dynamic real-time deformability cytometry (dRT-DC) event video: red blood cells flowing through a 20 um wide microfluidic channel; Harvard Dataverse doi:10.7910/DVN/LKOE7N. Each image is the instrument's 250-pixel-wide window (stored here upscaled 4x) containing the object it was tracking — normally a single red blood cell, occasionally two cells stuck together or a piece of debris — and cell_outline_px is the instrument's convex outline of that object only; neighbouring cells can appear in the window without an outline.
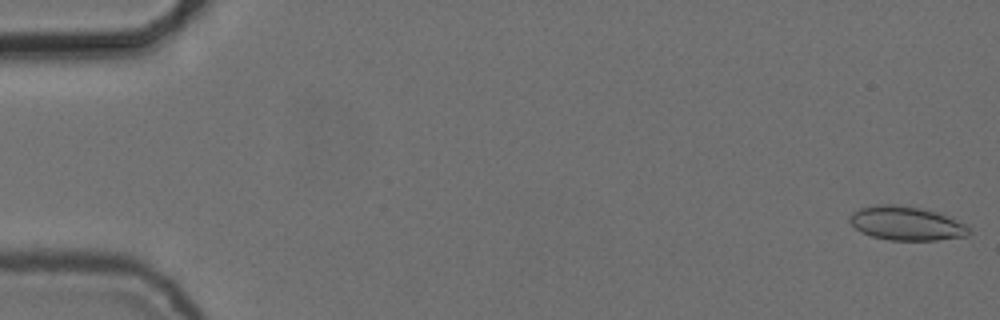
{"species": "common noctule bat (a hibernating species)", "species_latin": "Nyctalus noctula", "temperature_condition": "cold", "stored_images_in_passage": 55, "camera_frame_rate_fps": 3000, "um_per_image_px": 0.085, "animal": {"sex": "female", "body_mass_g": 24.6, "forearm_length_mm": 56.2}, "frame": {"image": 1, "passage_image": 1, "time_ms": 0.0, "image_size_px": [1000, 320], "cell_outline_px": [[972, 232], [968, 236], [936, 240], [888, 240], [872, 236], [860, 232], [848, 220], [848, 216], [852, 212], [860, 208], [876, 204], [896, 204], [920, 208], [952, 216], [968, 224], [972, 228]], "centroid_in_image_um": [77.1, 18.98], "position_along_channel_um": 7.9, "area_um2": 24.1}}
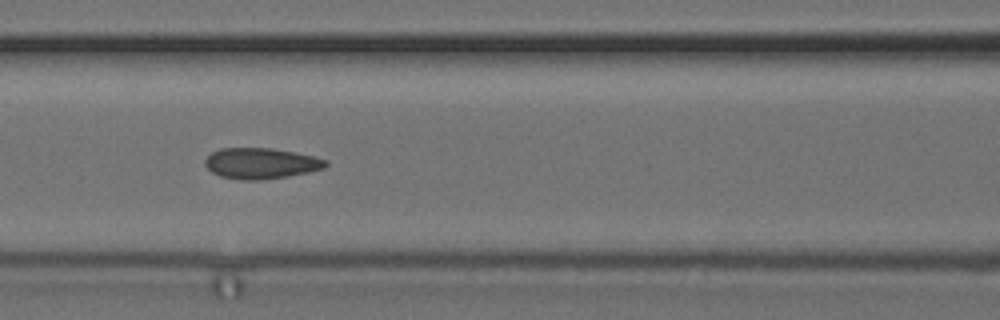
{"frame": {"image": 2, "passage_image": 24, "time_ms": 7.667, "image_size_px": [1000, 320], "cell_outline_px": [[328, 164], [324, 168], [308, 172], [288, 176], [264, 180], [240, 180], [220, 176], [212, 172], [204, 164], [204, 160], [212, 152], [220, 148], [272, 148], [316, 156], [328, 160]], "centroid_in_image_um": [22.19, 13.88], "position_along_channel_um": 144.4, "area_um2": 21.85}}
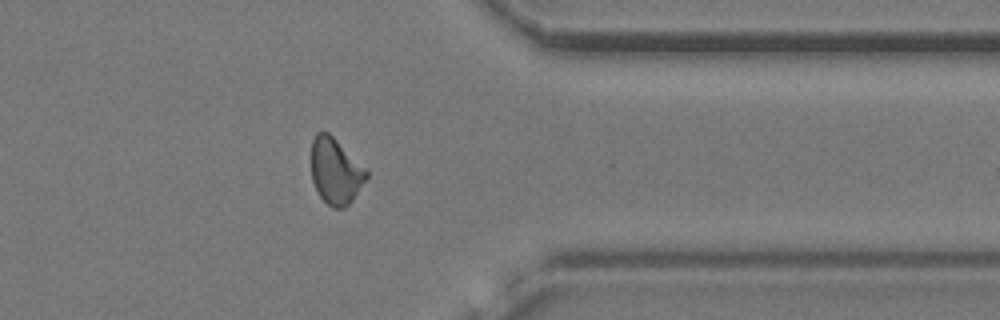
{"frame": {"image": 3, "passage_image": 44, "time_ms": 14.333, "image_size_px": [1000, 320], "cell_outline_px": [[368, 176], [352, 200], [344, 208], [332, 208], [320, 196], [312, 180], [312, 140], [316, 132], [328, 132], [368, 168]], "centroid_in_image_um": [28.54, 14.53], "position_along_channel_um": 382.9, "area_um2": 21.21}, "authors_computed_cell_mechanics": {"area_um2": 21.7328, "velocity_mm_per_s": 3.7323, "shape_relaxation_time_tau1_ms": null, "shape_relaxation_time_tau2_ms": 2.1078, "deformation_change_tau1": null, "deformation_change_tau2": 0.0703}}